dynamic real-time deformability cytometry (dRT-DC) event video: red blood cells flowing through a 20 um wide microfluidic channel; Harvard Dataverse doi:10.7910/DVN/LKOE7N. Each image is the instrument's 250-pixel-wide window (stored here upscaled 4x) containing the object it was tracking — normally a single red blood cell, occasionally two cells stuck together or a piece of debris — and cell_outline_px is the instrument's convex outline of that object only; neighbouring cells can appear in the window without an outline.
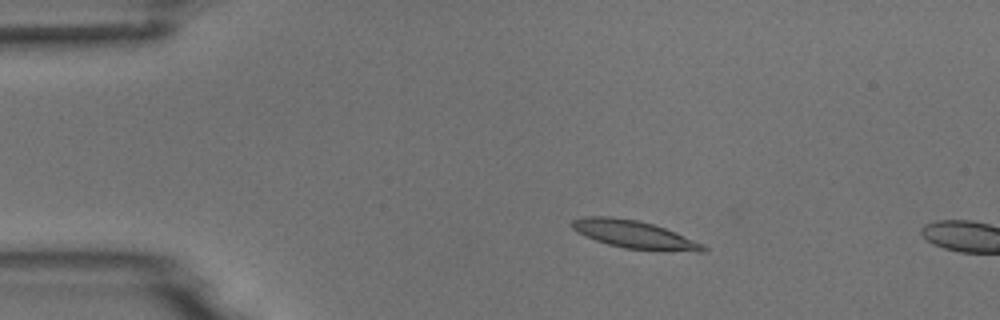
{"species": "common noctule bat (a hibernating species)", "species_latin": "Nyctalus noctula", "temperature_condition": "room temperature", "stored_images_in_passage": 4, "camera_frame_rate_fps": 3000, "um_per_image_px": 0.085, "animal": {"sex": "male", "body_mass_g": 18.8}, "frame": {"image": 1, "passage_image": 3, "time_ms": 0.667, "image_size_px": [1000, 320], "cell_outline_px": [[708, 252], [696, 252], [624, 248], [608, 244], [584, 236], [576, 232], [568, 224], [572, 220], [584, 216], [608, 216], [636, 220], [652, 224], [664, 228], [704, 244], [708, 248]], "centroid_in_image_um": [53.88, 19.93], "position_along_channel_um": 31.1, "area_um2": 21.21}}